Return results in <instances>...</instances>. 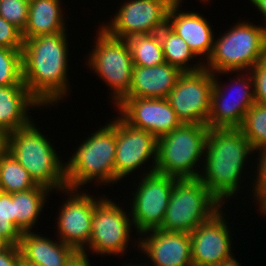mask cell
<instances>
[{"instance_id": "6da1fadb", "label": "cell", "mask_w": 266, "mask_h": 266, "mask_svg": "<svg viewBox=\"0 0 266 266\" xmlns=\"http://www.w3.org/2000/svg\"><path fill=\"white\" fill-rule=\"evenodd\" d=\"M67 35L66 32L46 34L23 41V82L30 94L46 108L57 104L72 91L67 75Z\"/></svg>"}, {"instance_id": "7a4b0ae2", "label": "cell", "mask_w": 266, "mask_h": 266, "mask_svg": "<svg viewBox=\"0 0 266 266\" xmlns=\"http://www.w3.org/2000/svg\"><path fill=\"white\" fill-rule=\"evenodd\" d=\"M253 153L252 145L238 128L208 130L199 179L222 205L242 188L244 166Z\"/></svg>"}, {"instance_id": "3957f363", "label": "cell", "mask_w": 266, "mask_h": 266, "mask_svg": "<svg viewBox=\"0 0 266 266\" xmlns=\"http://www.w3.org/2000/svg\"><path fill=\"white\" fill-rule=\"evenodd\" d=\"M8 153L28 171L37 185L52 192L55 189L61 192L67 187L66 162L59 158L54 145L33 121L8 134Z\"/></svg>"}, {"instance_id": "277c9868", "label": "cell", "mask_w": 266, "mask_h": 266, "mask_svg": "<svg viewBox=\"0 0 266 266\" xmlns=\"http://www.w3.org/2000/svg\"><path fill=\"white\" fill-rule=\"evenodd\" d=\"M75 151L66 162L68 188L81 189L93 180L115 184L116 118L88 135Z\"/></svg>"}, {"instance_id": "5b68a950", "label": "cell", "mask_w": 266, "mask_h": 266, "mask_svg": "<svg viewBox=\"0 0 266 266\" xmlns=\"http://www.w3.org/2000/svg\"><path fill=\"white\" fill-rule=\"evenodd\" d=\"M226 32L214 39L211 55L204 62V68L213 74L250 71L266 58V27L240 20Z\"/></svg>"}, {"instance_id": "8992f818", "label": "cell", "mask_w": 266, "mask_h": 266, "mask_svg": "<svg viewBox=\"0 0 266 266\" xmlns=\"http://www.w3.org/2000/svg\"><path fill=\"white\" fill-rule=\"evenodd\" d=\"M208 130L207 125L182 123L172 132L160 136L155 171L177 179L199 178Z\"/></svg>"}, {"instance_id": "52a82bcc", "label": "cell", "mask_w": 266, "mask_h": 266, "mask_svg": "<svg viewBox=\"0 0 266 266\" xmlns=\"http://www.w3.org/2000/svg\"><path fill=\"white\" fill-rule=\"evenodd\" d=\"M222 207L199 178L176 179L159 229L190 234Z\"/></svg>"}, {"instance_id": "ba28073f", "label": "cell", "mask_w": 266, "mask_h": 266, "mask_svg": "<svg viewBox=\"0 0 266 266\" xmlns=\"http://www.w3.org/2000/svg\"><path fill=\"white\" fill-rule=\"evenodd\" d=\"M96 31V43L86 63L108 84L112 102L117 105L130 90L134 67L131 51L125 39L112 37L101 27Z\"/></svg>"}, {"instance_id": "9c48e42d", "label": "cell", "mask_w": 266, "mask_h": 266, "mask_svg": "<svg viewBox=\"0 0 266 266\" xmlns=\"http://www.w3.org/2000/svg\"><path fill=\"white\" fill-rule=\"evenodd\" d=\"M104 197L105 195L95 204L91 238L82 252L121 256L127 252L130 239L132 241L130 232H133L131 229L134 225L129 217L131 214L112 199Z\"/></svg>"}, {"instance_id": "30bf717a", "label": "cell", "mask_w": 266, "mask_h": 266, "mask_svg": "<svg viewBox=\"0 0 266 266\" xmlns=\"http://www.w3.org/2000/svg\"><path fill=\"white\" fill-rule=\"evenodd\" d=\"M136 184L132 204L131 220L139 235L159 229L164 221L171 191L177 178L156 171L143 174Z\"/></svg>"}, {"instance_id": "8fae6325", "label": "cell", "mask_w": 266, "mask_h": 266, "mask_svg": "<svg viewBox=\"0 0 266 266\" xmlns=\"http://www.w3.org/2000/svg\"><path fill=\"white\" fill-rule=\"evenodd\" d=\"M176 0H126L101 28L110 36L128 39L134 35L158 33L167 25L168 12Z\"/></svg>"}, {"instance_id": "7c38bea8", "label": "cell", "mask_w": 266, "mask_h": 266, "mask_svg": "<svg viewBox=\"0 0 266 266\" xmlns=\"http://www.w3.org/2000/svg\"><path fill=\"white\" fill-rule=\"evenodd\" d=\"M214 74L206 68L183 72L167 100L181 123L207 125Z\"/></svg>"}, {"instance_id": "4fadbf2b", "label": "cell", "mask_w": 266, "mask_h": 266, "mask_svg": "<svg viewBox=\"0 0 266 266\" xmlns=\"http://www.w3.org/2000/svg\"><path fill=\"white\" fill-rule=\"evenodd\" d=\"M239 73L244 75H236V78L233 80L235 83L233 82L232 84L231 82L229 85L232 89L221 86L222 84L218 81L219 78H216L218 74H214L211 109L207 124L209 129L239 128L246 112L255 103L252 73L250 71H239ZM234 86L236 94L231 92L232 95H235L233 97L229 92L234 89Z\"/></svg>"}, {"instance_id": "5bb4252c", "label": "cell", "mask_w": 266, "mask_h": 266, "mask_svg": "<svg viewBox=\"0 0 266 266\" xmlns=\"http://www.w3.org/2000/svg\"><path fill=\"white\" fill-rule=\"evenodd\" d=\"M158 138L143 129L130 126L116 117L115 183L152 160L146 174L154 172L157 163Z\"/></svg>"}, {"instance_id": "9a60e30c", "label": "cell", "mask_w": 266, "mask_h": 266, "mask_svg": "<svg viewBox=\"0 0 266 266\" xmlns=\"http://www.w3.org/2000/svg\"><path fill=\"white\" fill-rule=\"evenodd\" d=\"M82 190L68 187L61 190L69 198L63 201L56 218L57 239L77 251H82L90 241L95 204L102 198L96 199Z\"/></svg>"}, {"instance_id": "2e32d148", "label": "cell", "mask_w": 266, "mask_h": 266, "mask_svg": "<svg viewBox=\"0 0 266 266\" xmlns=\"http://www.w3.org/2000/svg\"><path fill=\"white\" fill-rule=\"evenodd\" d=\"M222 210L220 208L190 233L193 265L238 262L231 250L233 238Z\"/></svg>"}, {"instance_id": "e0dca14e", "label": "cell", "mask_w": 266, "mask_h": 266, "mask_svg": "<svg viewBox=\"0 0 266 266\" xmlns=\"http://www.w3.org/2000/svg\"><path fill=\"white\" fill-rule=\"evenodd\" d=\"M115 106L126 123L157 138L182 124L167 98H123Z\"/></svg>"}, {"instance_id": "ac0fdd59", "label": "cell", "mask_w": 266, "mask_h": 266, "mask_svg": "<svg viewBox=\"0 0 266 266\" xmlns=\"http://www.w3.org/2000/svg\"><path fill=\"white\" fill-rule=\"evenodd\" d=\"M140 235L137 250L146 254L151 266H193L189 233L153 229Z\"/></svg>"}, {"instance_id": "d6986e66", "label": "cell", "mask_w": 266, "mask_h": 266, "mask_svg": "<svg viewBox=\"0 0 266 266\" xmlns=\"http://www.w3.org/2000/svg\"><path fill=\"white\" fill-rule=\"evenodd\" d=\"M181 1H175L168 12L167 25L185 40L197 56L206 60L211 55L214 44V30L207 18L198 12H182ZM209 22V23H208Z\"/></svg>"}, {"instance_id": "ffe728a7", "label": "cell", "mask_w": 266, "mask_h": 266, "mask_svg": "<svg viewBox=\"0 0 266 266\" xmlns=\"http://www.w3.org/2000/svg\"><path fill=\"white\" fill-rule=\"evenodd\" d=\"M183 72L169 63L134 65L130 90L124 98H167Z\"/></svg>"}, {"instance_id": "44dd1931", "label": "cell", "mask_w": 266, "mask_h": 266, "mask_svg": "<svg viewBox=\"0 0 266 266\" xmlns=\"http://www.w3.org/2000/svg\"><path fill=\"white\" fill-rule=\"evenodd\" d=\"M18 246L21 263L36 266H66L68 260L77 252L59 239L54 241L34 231L22 233Z\"/></svg>"}, {"instance_id": "7402d4cb", "label": "cell", "mask_w": 266, "mask_h": 266, "mask_svg": "<svg viewBox=\"0 0 266 266\" xmlns=\"http://www.w3.org/2000/svg\"><path fill=\"white\" fill-rule=\"evenodd\" d=\"M36 107L42 105L30 94L26 85L0 86V130L9 134L28 126L33 121L28 110Z\"/></svg>"}, {"instance_id": "603a6c76", "label": "cell", "mask_w": 266, "mask_h": 266, "mask_svg": "<svg viewBox=\"0 0 266 266\" xmlns=\"http://www.w3.org/2000/svg\"><path fill=\"white\" fill-rule=\"evenodd\" d=\"M62 0H31L23 41L41 35L67 32ZM65 19V20H64Z\"/></svg>"}, {"instance_id": "cb8c5ba5", "label": "cell", "mask_w": 266, "mask_h": 266, "mask_svg": "<svg viewBox=\"0 0 266 266\" xmlns=\"http://www.w3.org/2000/svg\"><path fill=\"white\" fill-rule=\"evenodd\" d=\"M49 193L51 194L50 189L38 185L30 190L12 194L15 226L22 233L32 231V227L34 228L39 220Z\"/></svg>"}, {"instance_id": "d4e9b609", "label": "cell", "mask_w": 266, "mask_h": 266, "mask_svg": "<svg viewBox=\"0 0 266 266\" xmlns=\"http://www.w3.org/2000/svg\"><path fill=\"white\" fill-rule=\"evenodd\" d=\"M165 62L177 67L182 72H194L204 67V62L190 65L189 62L198 59L188 47V44L168 25L164 26L159 32ZM195 57V58H194Z\"/></svg>"}, {"instance_id": "484cf974", "label": "cell", "mask_w": 266, "mask_h": 266, "mask_svg": "<svg viewBox=\"0 0 266 266\" xmlns=\"http://www.w3.org/2000/svg\"><path fill=\"white\" fill-rule=\"evenodd\" d=\"M133 65L152 67L165 63L159 33L134 35L126 39Z\"/></svg>"}, {"instance_id": "4316f807", "label": "cell", "mask_w": 266, "mask_h": 266, "mask_svg": "<svg viewBox=\"0 0 266 266\" xmlns=\"http://www.w3.org/2000/svg\"><path fill=\"white\" fill-rule=\"evenodd\" d=\"M0 186L2 192L19 193L38 185L28 171L8 152L0 160Z\"/></svg>"}, {"instance_id": "83f0119b", "label": "cell", "mask_w": 266, "mask_h": 266, "mask_svg": "<svg viewBox=\"0 0 266 266\" xmlns=\"http://www.w3.org/2000/svg\"><path fill=\"white\" fill-rule=\"evenodd\" d=\"M252 145L254 151L266 147V105L255 102L246 112L238 128Z\"/></svg>"}, {"instance_id": "f1b7e54d", "label": "cell", "mask_w": 266, "mask_h": 266, "mask_svg": "<svg viewBox=\"0 0 266 266\" xmlns=\"http://www.w3.org/2000/svg\"><path fill=\"white\" fill-rule=\"evenodd\" d=\"M25 85L23 82L22 49L0 46V86Z\"/></svg>"}, {"instance_id": "f546056e", "label": "cell", "mask_w": 266, "mask_h": 266, "mask_svg": "<svg viewBox=\"0 0 266 266\" xmlns=\"http://www.w3.org/2000/svg\"><path fill=\"white\" fill-rule=\"evenodd\" d=\"M0 235L11 245H19L22 232L15 226L12 194L0 192Z\"/></svg>"}, {"instance_id": "4dcf8cb0", "label": "cell", "mask_w": 266, "mask_h": 266, "mask_svg": "<svg viewBox=\"0 0 266 266\" xmlns=\"http://www.w3.org/2000/svg\"><path fill=\"white\" fill-rule=\"evenodd\" d=\"M29 2L24 0H0V16L21 32L28 22Z\"/></svg>"}, {"instance_id": "1f68e13d", "label": "cell", "mask_w": 266, "mask_h": 266, "mask_svg": "<svg viewBox=\"0 0 266 266\" xmlns=\"http://www.w3.org/2000/svg\"><path fill=\"white\" fill-rule=\"evenodd\" d=\"M0 46L23 49L22 32L0 16Z\"/></svg>"}, {"instance_id": "d6a6232c", "label": "cell", "mask_w": 266, "mask_h": 266, "mask_svg": "<svg viewBox=\"0 0 266 266\" xmlns=\"http://www.w3.org/2000/svg\"><path fill=\"white\" fill-rule=\"evenodd\" d=\"M250 72L254 79L255 102L266 105V58L256 64Z\"/></svg>"}, {"instance_id": "836d02e7", "label": "cell", "mask_w": 266, "mask_h": 266, "mask_svg": "<svg viewBox=\"0 0 266 266\" xmlns=\"http://www.w3.org/2000/svg\"><path fill=\"white\" fill-rule=\"evenodd\" d=\"M259 153L257 156L259 158H256V160L259 162H257V169H255L256 173H255V177L256 179H254L253 184H252V190L251 192H253V196L255 198H253V202L254 199H258L265 191H266V147L263 149H259L257 150Z\"/></svg>"}, {"instance_id": "e575fe53", "label": "cell", "mask_w": 266, "mask_h": 266, "mask_svg": "<svg viewBox=\"0 0 266 266\" xmlns=\"http://www.w3.org/2000/svg\"><path fill=\"white\" fill-rule=\"evenodd\" d=\"M21 253L18 245H9L0 250V266H21Z\"/></svg>"}, {"instance_id": "d590c367", "label": "cell", "mask_w": 266, "mask_h": 266, "mask_svg": "<svg viewBox=\"0 0 266 266\" xmlns=\"http://www.w3.org/2000/svg\"><path fill=\"white\" fill-rule=\"evenodd\" d=\"M88 252L77 251L67 262L66 266H91Z\"/></svg>"}, {"instance_id": "8d00e7d4", "label": "cell", "mask_w": 266, "mask_h": 266, "mask_svg": "<svg viewBox=\"0 0 266 266\" xmlns=\"http://www.w3.org/2000/svg\"><path fill=\"white\" fill-rule=\"evenodd\" d=\"M8 152V134L0 130V160Z\"/></svg>"}, {"instance_id": "74e56055", "label": "cell", "mask_w": 266, "mask_h": 266, "mask_svg": "<svg viewBox=\"0 0 266 266\" xmlns=\"http://www.w3.org/2000/svg\"><path fill=\"white\" fill-rule=\"evenodd\" d=\"M263 15L264 27H266V0H249Z\"/></svg>"}, {"instance_id": "f35d334b", "label": "cell", "mask_w": 266, "mask_h": 266, "mask_svg": "<svg viewBox=\"0 0 266 266\" xmlns=\"http://www.w3.org/2000/svg\"><path fill=\"white\" fill-rule=\"evenodd\" d=\"M256 204H259L257 206H259L260 214L266 215V191L256 200Z\"/></svg>"}, {"instance_id": "ab89813d", "label": "cell", "mask_w": 266, "mask_h": 266, "mask_svg": "<svg viewBox=\"0 0 266 266\" xmlns=\"http://www.w3.org/2000/svg\"><path fill=\"white\" fill-rule=\"evenodd\" d=\"M240 262H222L210 265H193V266H241Z\"/></svg>"}, {"instance_id": "60d3db41", "label": "cell", "mask_w": 266, "mask_h": 266, "mask_svg": "<svg viewBox=\"0 0 266 266\" xmlns=\"http://www.w3.org/2000/svg\"><path fill=\"white\" fill-rule=\"evenodd\" d=\"M10 244L0 235V250L8 247Z\"/></svg>"}, {"instance_id": "b9f144b4", "label": "cell", "mask_w": 266, "mask_h": 266, "mask_svg": "<svg viewBox=\"0 0 266 266\" xmlns=\"http://www.w3.org/2000/svg\"><path fill=\"white\" fill-rule=\"evenodd\" d=\"M125 266H126V265H125ZM127 266H141V264L135 265V264H132V263H131L130 265L128 264ZM142 266H148V265H147V264L145 265V264L143 263Z\"/></svg>"}, {"instance_id": "7bdbcfd3", "label": "cell", "mask_w": 266, "mask_h": 266, "mask_svg": "<svg viewBox=\"0 0 266 266\" xmlns=\"http://www.w3.org/2000/svg\"><path fill=\"white\" fill-rule=\"evenodd\" d=\"M21 266H36V265L28 264V263H21Z\"/></svg>"}, {"instance_id": "ee69618b", "label": "cell", "mask_w": 266, "mask_h": 266, "mask_svg": "<svg viewBox=\"0 0 266 266\" xmlns=\"http://www.w3.org/2000/svg\"><path fill=\"white\" fill-rule=\"evenodd\" d=\"M176 1H182V0H176ZM200 1H202V2L204 1V4H206V3H208V2L210 3V0H200ZM205 2H206V3H205Z\"/></svg>"}]
</instances>
